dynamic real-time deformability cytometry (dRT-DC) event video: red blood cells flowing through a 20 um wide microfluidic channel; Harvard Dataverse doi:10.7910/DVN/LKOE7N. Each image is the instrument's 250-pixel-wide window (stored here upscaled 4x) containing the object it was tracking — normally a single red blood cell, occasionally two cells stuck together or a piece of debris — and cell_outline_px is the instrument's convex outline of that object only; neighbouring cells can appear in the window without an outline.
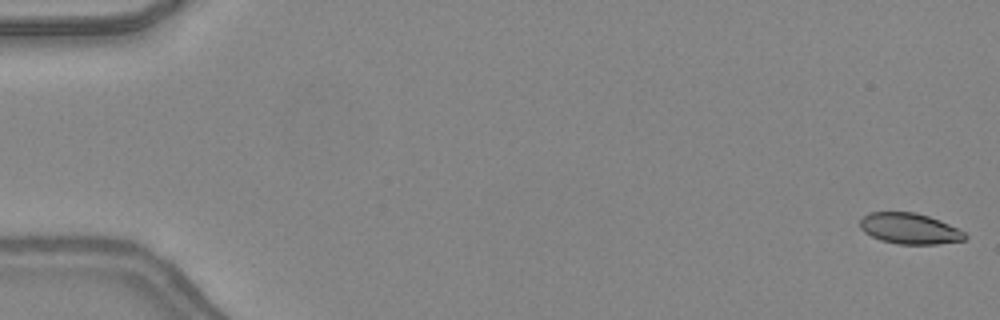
{"species": "common noctule bat (a hibernating species)", "species_latin": "Nyctalus noctula", "temperature_condition": "warm", "stored_images_in_passage": 48, "camera_frame_rate_fps": 3000, "um_per_image_px": 0.085, "animal": {"sex": "female", "body_mass_g": 24.6, "forearm_length_mm": 56.2}, "frame": {"image": 1, "passage_image": 1, "time_ms": 0.0, "image_size_px": [1000, 320], "cell_outline_px": [[968, 236], [964, 240], [936, 244], [896, 244], [880, 240], [864, 232], [860, 228], [860, 220], [868, 212], [916, 212], [940, 220], [964, 232]], "centroid_in_image_um": [77.29, 19.43], "position_along_channel_um": 7.7, "area_um2": 18.84}}
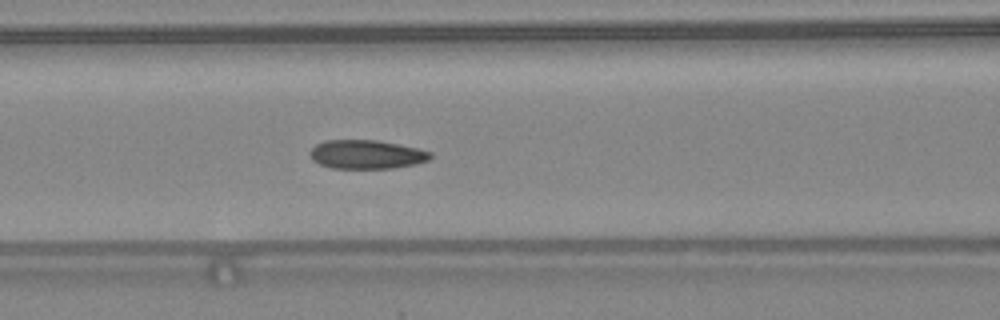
{"frame": {"image": 2, "passage_image": 21, "time_ms": 6.667, "image_size_px": [1000, 320], "cell_outline_px": [[432, 156], [428, 160], [416, 164], [392, 168], [332, 168], [320, 164], [312, 160], [308, 152], [316, 144], [324, 140], [376, 140], [416, 148], [432, 152]], "centroid_in_image_um": [31.12, 13.12], "position_along_channel_um": 135.5, "area_um2": 20.17}}
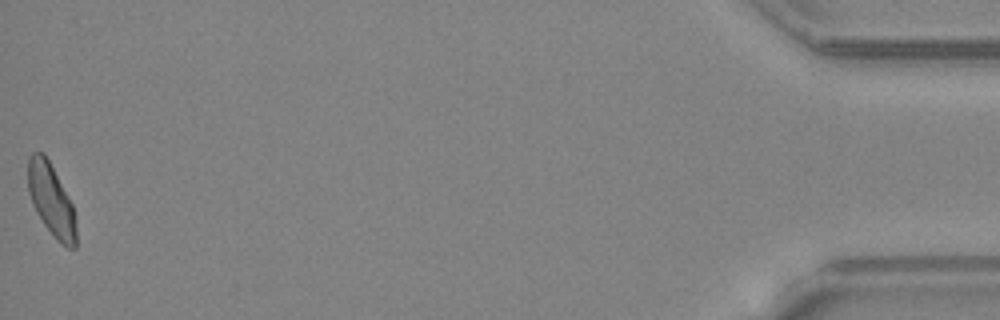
{"frame": {"image": 3, "passage_image": 48, "time_ms": 15.667, "image_size_px": [1000, 320], "cell_outline_px": [[76, 248], [68, 248], [60, 244], [56, 240], [44, 224], [36, 212], [32, 204], [28, 192], [28, 156], [32, 152], [44, 152], [72, 204], [76, 224]], "centroid_in_image_um": [4.34, 17.02], "position_along_channel_um": 430.9, "area_um2": 20.17}, "authors_computed_cell_mechanics": {"area_um2": 20.3745, "velocity_mm_per_s": 4.3635, "shape_relaxation_time_tau1_ms": 6.494, "shape_relaxation_time_tau2_ms": 1.262, "deformation_change_tau1": 0.1734, "deformation_change_tau2": 0.0545}}